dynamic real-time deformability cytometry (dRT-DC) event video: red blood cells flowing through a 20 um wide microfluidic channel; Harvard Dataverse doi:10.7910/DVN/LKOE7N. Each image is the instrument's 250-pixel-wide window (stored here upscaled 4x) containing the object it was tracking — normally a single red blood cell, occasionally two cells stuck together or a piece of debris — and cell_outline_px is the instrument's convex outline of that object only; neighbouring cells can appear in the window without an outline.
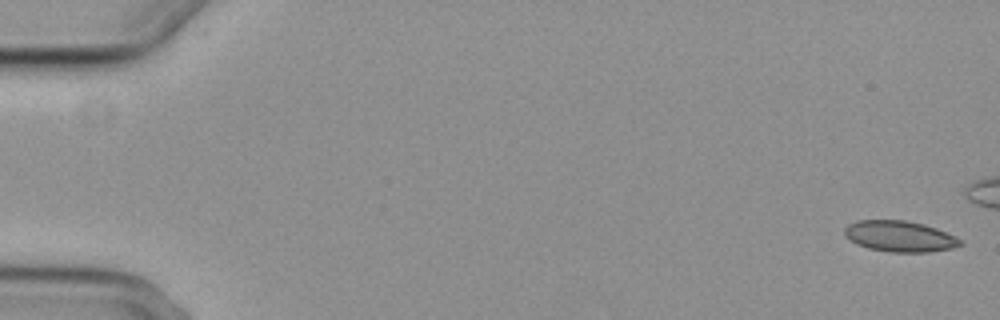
{"species": "common noctule bat (a hibernating species)", "species_latin": "Nyctalus noctula", "temperature_condition": "cold", "stored_images_in_passage": 6, "camera_frame_rate_fps": 3000, "um_per_image_px": 0.085, "animal": {"sex": "female", "body_mass_g": 29.2, "forearm_length_mm": 56.3}, "frame": {"image": 1, "passage_image": 1, "time_ms": 0.0, "image_size_px": [1000, 320], "cell_outline_px": [[964, 244], [952, 248], [932, 252], [888, 252], [868, 248], [856, 244], [844, 236], [844, 228], [848, 224], [856, 220], [904, 220], [924, 224], [936, 228], [960, 240]], "centroid_in_image_um": [76.42, 20.09], "position_along_channel_um": 8.6, "area_um2": 20.92}}